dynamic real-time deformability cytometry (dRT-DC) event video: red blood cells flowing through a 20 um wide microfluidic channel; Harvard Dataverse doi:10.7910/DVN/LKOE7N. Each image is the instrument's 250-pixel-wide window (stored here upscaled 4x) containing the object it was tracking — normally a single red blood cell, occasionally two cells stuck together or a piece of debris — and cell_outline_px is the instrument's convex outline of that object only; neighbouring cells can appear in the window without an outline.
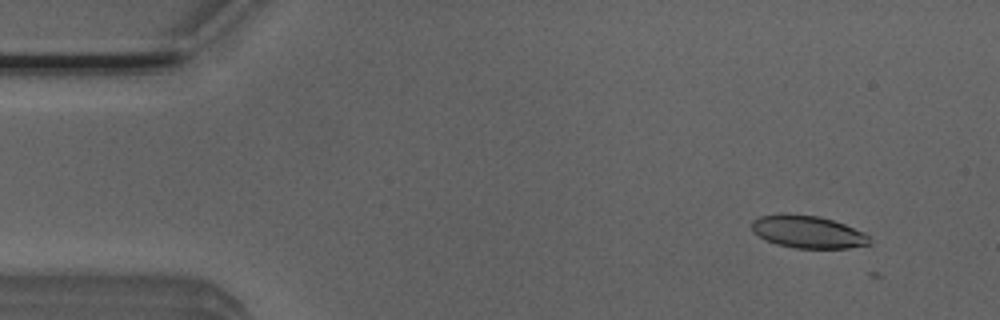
{"species": "Egyptian fruit bat (a non-hibernating species)", "species_latin": "Rousettus aegyptiacus", "temperature_condition": "room temperature", "stored_images_in_passage": 5, "camera_frame_rate_fps": 3000, "um_per_image_px": 0.085, "animal": {"sex": "male"}, "frame": {"image": 1, "passage_image": 1, "time_ms": 0.0, "image_size_px": [1000, 320], "cell_outline_px": [[868, 244], [848, 248], [796, 248], [776, 244], [752, 232], [752, 220], [760, 216], [784, 212], [788, 212], [820, 216], [844, 224], [864, 232], [868, 236]], "centroid_in_image_um": [68.61, 19.68], "position_along_channel_um": 16.4, "area_um2": 22.37}}